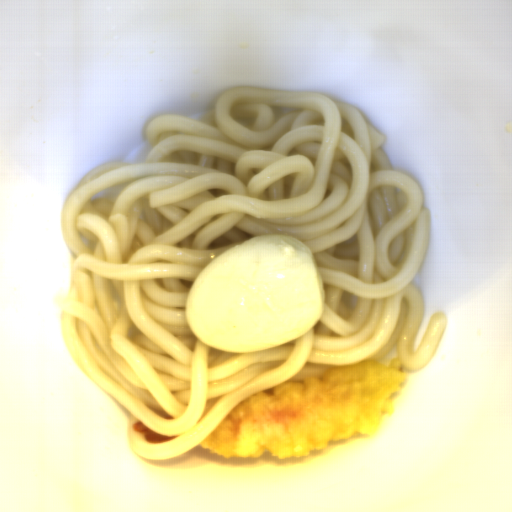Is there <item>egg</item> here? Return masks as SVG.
I'll list each match as a JSON object with an SVG mask.
<instances>
[{
  "mask_svg": "<svg viewBox=\"0 0 512 512\" xmlns=\"http://www.w3.org/2000/svg\"><path fill=\"white\" fill-rule=\"evenodd\" d=\"M325 308L315 255L305 243L280 233L252 237L208 263L184 305L196 338L243 354L303 336Z\"/></svg>",
  "mask_w": 512,
  "mask_h": 512,
  "instance_id": "d2b9013d",
  "label": "egg"
}]
</instances>
